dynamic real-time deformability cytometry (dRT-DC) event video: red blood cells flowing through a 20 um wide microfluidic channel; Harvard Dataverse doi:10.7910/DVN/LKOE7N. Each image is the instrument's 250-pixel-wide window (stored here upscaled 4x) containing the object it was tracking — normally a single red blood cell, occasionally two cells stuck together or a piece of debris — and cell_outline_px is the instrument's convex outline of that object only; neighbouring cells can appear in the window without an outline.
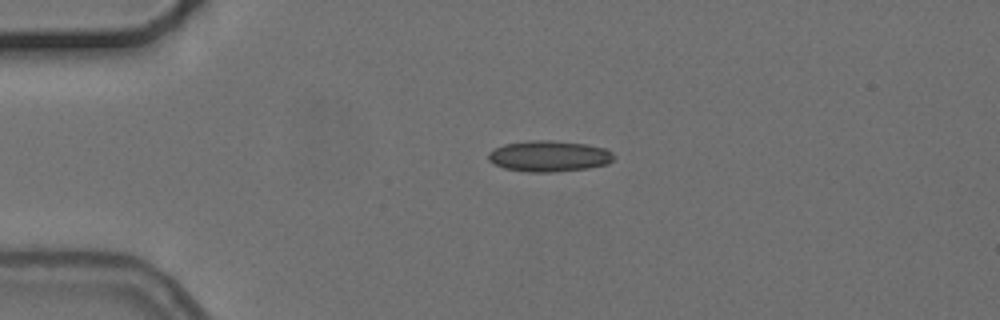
{"species": "common noctule bat (a hibernating species)", "species_latin": "Nyctalus noctula", "temperature_condition": "cold", "stored_images_in_passage": 2, "camera_frame_rate_fps": 3000, "um_per_image_px": 0.085, "animal": {"sex": "female", "body_mass_g": 24.6, "forearm_length_mm": 56.2}, "frame": {"image": 1, "passage_image": 1, "time_ms": 0.0, "image_size_px": [1000, 320], "cell_outline_px": [[616, 156], [608, 164], [588, 168], [556, 172], [524, 172], [504, 168], [492, 164], [488, 160], [488, 152], [504, 144], [528, 140], [548, 140], [588, 144], [604, 148], [612, 152]], "centroid_in_image_um": [46.66, 13.28], "position_along_channel_um": 38.3, "area_um2": 22.95}}